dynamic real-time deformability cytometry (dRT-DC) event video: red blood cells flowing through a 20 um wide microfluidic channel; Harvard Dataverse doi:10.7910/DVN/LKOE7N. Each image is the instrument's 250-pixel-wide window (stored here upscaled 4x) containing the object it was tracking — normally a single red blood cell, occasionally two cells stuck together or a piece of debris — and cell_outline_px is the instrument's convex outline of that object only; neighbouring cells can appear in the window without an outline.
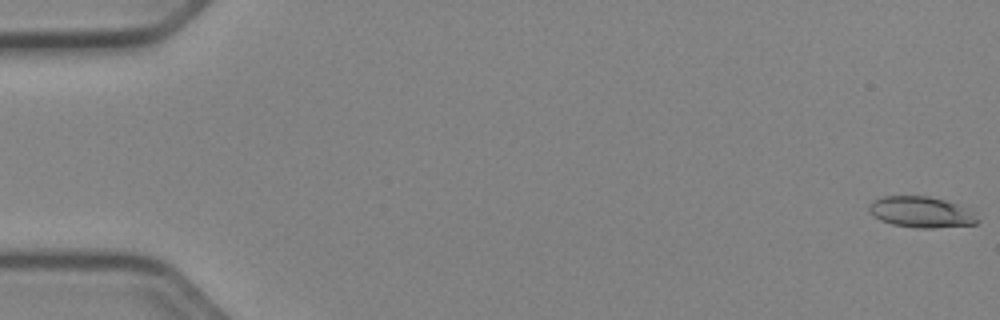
{"species": "Egyptian fruit bat (a non-hibernating species)", "species_latin": "Rousettus aegyptiacus", "temperature_condition": "cold", "stored_images_in_passage": 53, "camera_frame_rate_fps": 3000, "um_per_image_px": 0.085, "animal": {"sex": "female"}, "frame": {"image": 1, "passage_image": 1, "time_ms": 0.0, "image_size_px": [1000, 320], "cell_outline_px": [[980, 220], [976, 224], [932, 228], [916, 228], [892, 224], [880, 220], [868, 208], [868, 204], [872, 200], [884, 196], [928, 196], [944, 200], [956, 204], [964, 208]], "centroid_in_image_um": [78.25, 18.03], "position_along_channel_um": 6.7, "area_um2": 19.25}}
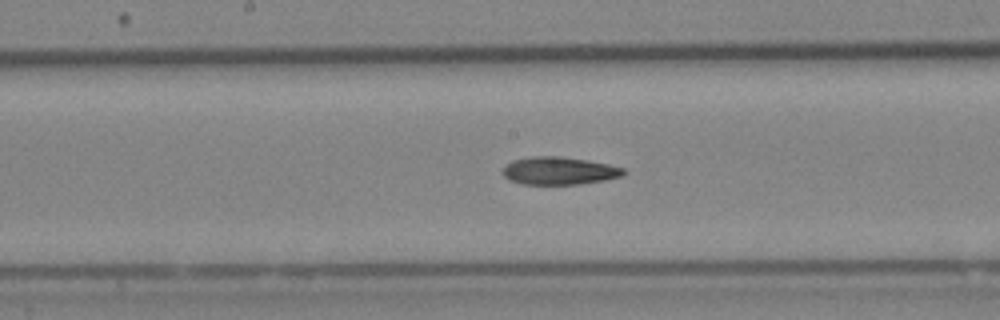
{"frame": {"image": 2, "passage_image": 28, "time_ms": 9.0, "image_size_px": [1000, 320], "cell_outline_px": [[628, 172], [620, 176], [604, 180], [580, 184], [524, 184], [508, 180], [500, 172], [504, 164], [512, 160], [532, 156], [560, 156], [588, 160], [608, 164], [624, 168]], "centroid_in_image_um": [47.48, 14.51], "position_along_channel_um": 200.7, "area_um2": 19.77}}
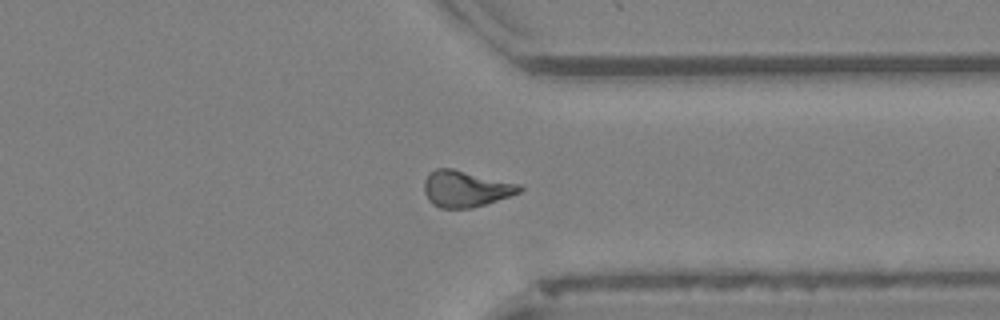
{"frame": {"image": 3, "passage_image": 41, "time_ms": 13.333, "image_size_px": [1000, 320], "cell_outline_px": [[524, 188], [520, 192], [472, 208], [440, 208], [432, 204], [428, 200], [424, 192], [424, 180], [428, 172], [436, 168], [452, 168], [520, 184]], "centroid_in_image_um": [39.53, 16.03], "position_along_channel_um": 371.9, "area_um2": 20.17}}